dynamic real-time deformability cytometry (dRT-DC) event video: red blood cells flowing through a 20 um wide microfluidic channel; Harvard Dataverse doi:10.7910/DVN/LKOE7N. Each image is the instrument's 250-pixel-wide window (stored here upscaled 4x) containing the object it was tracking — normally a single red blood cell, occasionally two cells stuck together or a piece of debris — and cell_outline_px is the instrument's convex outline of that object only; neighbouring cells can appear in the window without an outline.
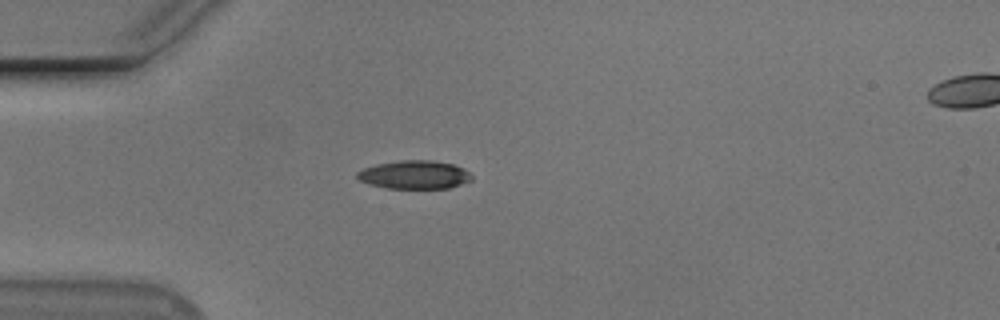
{"species": "Egyptian fruit bat (a non-hibernating species)", "species_latin": "Rousettus aegyptiacus", "temperature_condition": "cold", "stored_images_in_passage": 43, "camera_frame_rate_fps": 3000, "um_per_image_px": 0.085, "animal": {"sex": "male"}, "frame": {"image": 1, "passage_image": 9, "time_ms": 2.667, "image_size_px": [1000, 320], "cell_outline_px": [[472, 180], [448, 188], [388, 188], [368, 184], [360, 180], [356, 176], [356, 172], [364, 168], [376, 164], [400, 160], [432, 160], [452, 164], [464, 168], [472, 176]], "centroid_in_image_um": [35.21, 14.84], "position_along_channel_um": 49.8, "area_um2": 18.9}}